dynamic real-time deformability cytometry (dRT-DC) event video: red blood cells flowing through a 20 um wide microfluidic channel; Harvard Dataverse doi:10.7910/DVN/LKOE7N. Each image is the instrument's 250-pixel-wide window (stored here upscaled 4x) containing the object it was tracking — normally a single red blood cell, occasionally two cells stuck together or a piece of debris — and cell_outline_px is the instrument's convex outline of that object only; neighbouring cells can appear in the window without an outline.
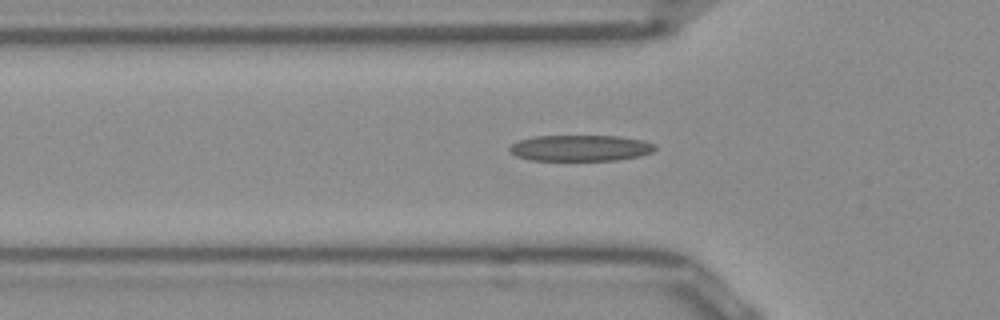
{"species": "Egyptian fruit bat (a non-hibernating species)", "species_latin": "Rousettus aegyptiacus", "temperature_condition": "room temperature", "stored_images_in_passage": 39, "camera_frame_rate_fps": 3000, "um_per_image_px": 0.085, "frame": {"image": 1, "passage_image": 11, "time_ms": 3.333, "image_size_px": [1000, 320], "cell_outline_px": [[656, 148], [652, 152], [640, 156], [616, 160], [528, 160], [516, 156], [508, 152], [508, 148], [516, 140], [536, 136], [620, 136], [640, 140], [656, 144]], "centroid_in_image_um": [49.29, 12.58], "position_along_channel_um": 76.5, "area_um2": 22.25}}
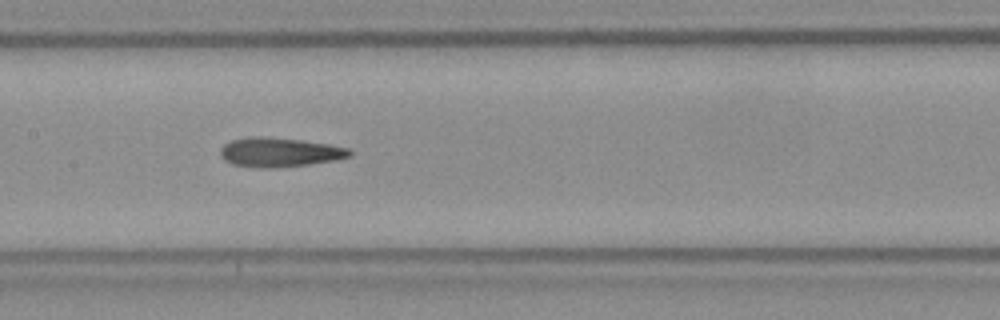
{"frame": {"image": 2, "passage_image": 19, "time_ms": 6.0, "image_size_px": [1000, 320], "cell_outline_px": [[352, 156], [336, 160], [308, 164], [276, 168], [260, 168], [232, 164], [224, 160], [220, 156], [220, 148], [224, 144], [232, 140], [248, 136], [260, 136], [300, 140], [328, 144], [348, 148], [352, 152]], "centroid_in_image_um": [23.73, 12.94], "position_along_channel_um": 183.7, "area_um2": 22.14}}
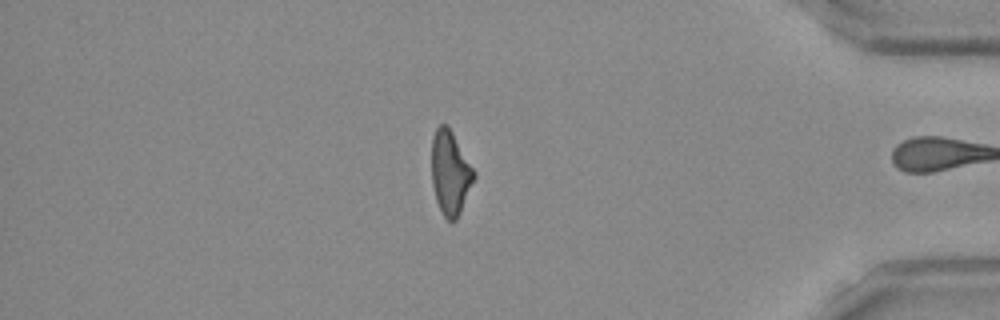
{"frame": {"image": 3, "passage_image": 38, "time_ms": 12.333, "image_size_px": [1000, 320], "cell_outline_px": [[476, 176], [460, 212], [456, 220], [452, 224], [444, 216], [436, 200], [432, 184], [432, 136], [436, 128], [440, 124], [448, 124], [476, 172]], "centroid_in_image_um": [38.28, 14.67], "position_along_channel_um": 396.9, "area_um2": 20.81}, "authors_computed_cell_mechanics": {"area_um2": 21.675, "velocity_mm_per_s": 3.9712, "shape_relaxation_time_tau1_ms": null, "shape_relaxation_time_tau2_ms": 3.938, "deformation_change_tau1": null, "deformation_change_tau2": 0.154}}